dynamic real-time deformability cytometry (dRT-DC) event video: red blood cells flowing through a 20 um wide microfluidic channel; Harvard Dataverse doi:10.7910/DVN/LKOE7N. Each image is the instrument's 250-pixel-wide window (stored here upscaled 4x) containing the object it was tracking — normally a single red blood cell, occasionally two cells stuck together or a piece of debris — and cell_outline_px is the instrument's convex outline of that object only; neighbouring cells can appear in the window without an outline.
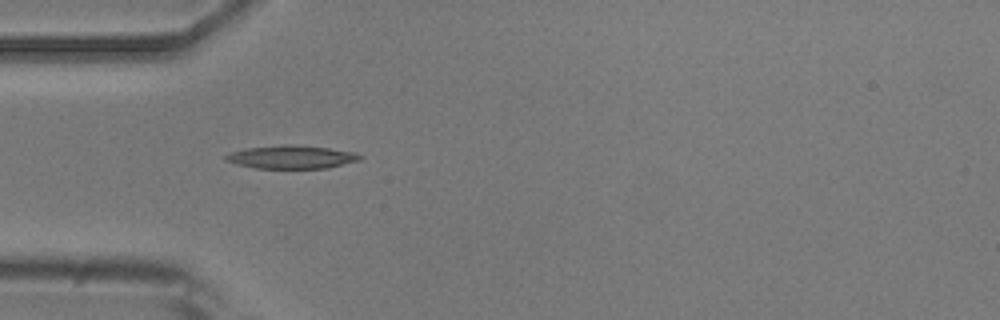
{"species": "common noctule bat (a hibernating species)", "species_latin": "Nyctalus noctula", "temperature_condition": "room temperature", "stored_images_in_passage": 4, "camera_frame_rate_fps": 3000, "um_per_image_px": 0.085, "animal": {"sex": "male", "body_mass_g": 20.5, "forearm_length_mm": 52.5}, "frame": {"image": 1, "passage_image": 2, "time_ms": 1.0, "image_size_px": [1000, 320], "cell_outline_px": [[364, 156], [360, 160], [328, 168], [256, 168], [236, 164], [224, 160], [224, 156], [232, 152], [248, 148], [288, 144], [292, 144], [328, 148], [352, 152]], "centroid_in_image_um": [24.78, 13.35], "position_along_channel_um": 60.2, "area_um2": 17.98}}
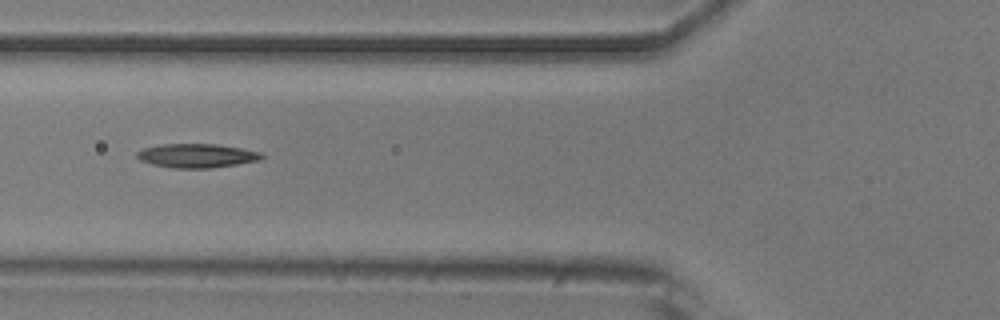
{"frame": {"image": 2, "passage_image": 3, "time_ms": 2.333, "image_size_px": [1000, 320], "cell_outline_px": [[264, 156], [260, 160], [212, 168], [172, 168], [152, 164], [140, 160], [136, 156], [136, 152], [144, 148], [160, 144], [216, 144], [240, 148], [260, 152]], "centroid_in_image_um": [16.7, 13.23], "position_along_channel_um": 109.1, "area_um2": 17.34}}
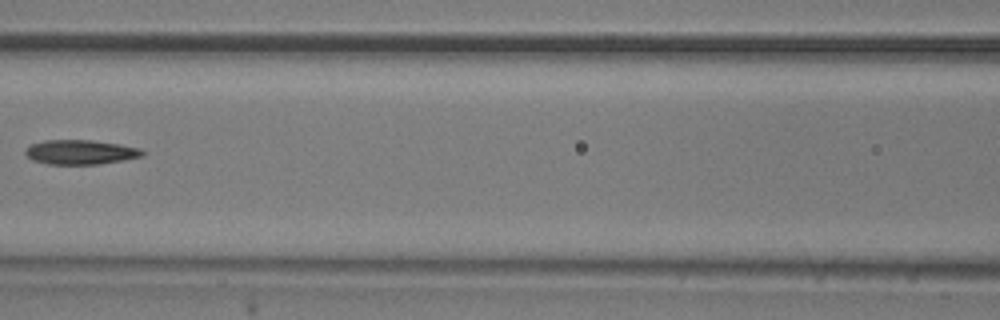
{"frame": {"image": 3, "passage_image": 4, "time_ms": 3.667, "image_size_px": [1000, 320], "cell_outline_px": [[144, 156], [96, 164], [48, 164], [32, 160], [24, 152], [32, 144], [44, 140], [92, 140], [120, 144], [140, 148], [144, 152]], "centroid_in_image_um": [6.84, 12.92], "position_along_channel_um": 159.8, "area_um2": 16.53}}